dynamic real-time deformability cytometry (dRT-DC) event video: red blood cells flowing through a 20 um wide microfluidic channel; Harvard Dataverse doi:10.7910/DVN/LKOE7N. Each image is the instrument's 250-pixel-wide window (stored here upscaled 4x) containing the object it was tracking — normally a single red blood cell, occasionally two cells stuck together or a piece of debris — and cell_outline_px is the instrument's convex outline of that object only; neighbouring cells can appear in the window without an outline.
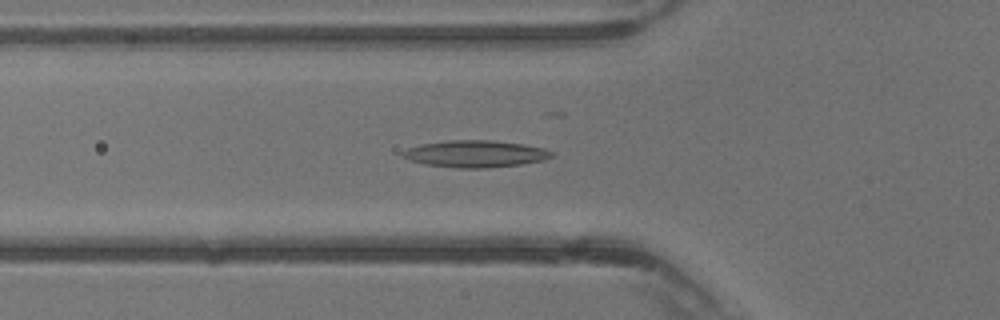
{"species": "common noctule bat (a hibernating species)", "species_latin": "Nyctalus noctula", "temperature_condition": "warm", "stored_images_in_passage": 33, "camera_frame_rate_fps": 3000, "um_per_image_px": 0.085, "animal": {"sex": "male", "body_mass_g": 13.3}, "frame": {"image": 1, "passage_image": 7, "time_ms": 2.0, "image_size_px": [1000, 320], "cell_outline_px": [[552, 156], [544, 160], [520, 164], [488, 168], [456, 168], [424, 164], [412, 160], [404, 156], [400, 152], [408, 148], [420, 144], [448, 140], [492, 140], [524, 144], [544, 148], [552, 152]], "centroid_in_image_um": [40.41, 13.07], "position_along_channel_um": 85.4, "area_um2": 23.29}}
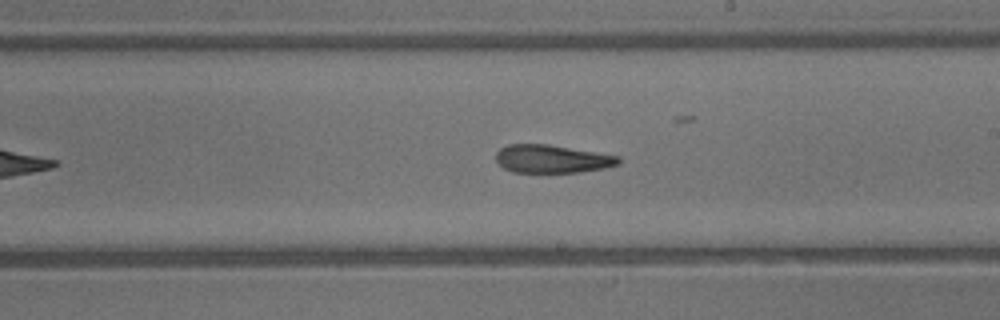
{"frame": {"image": 2, "passage_image": 16, "time_ms": 5.0, "image_size_px": [1000, 320], "cell_outline_px": [[620, 164], [604, 168], [580, 172], [512, 172], [504, 168], [496, 160], [496, 152], [500, 148], [508, 144], [548, 144], [620, 156]], "centroid_in_image_um": [46.92, 13.5], "position_along_channel_um": 242.1, "area_um2": 20.06}}
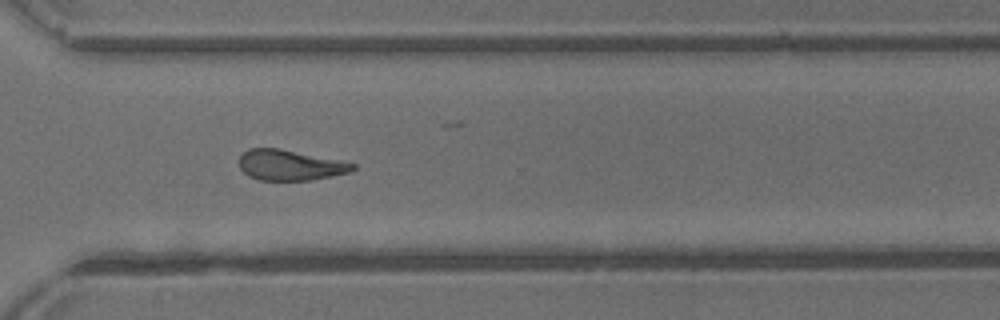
{"frame": {"image": 3, "passage_image": 22, "time_ms": 7.0, "image_size_px": [1000, 320], "cell_outline_px": [[356, 168], [348, 172], [332, 176], [312, 180], [260, 180], [248, 176], [240, 168], [240, 156], [248, 148], [280, 148], [356, 164]], "centroid_in_image_um": [24.62, 14.04], "position_along_channel_um": 346.0, "area_um2": 20.0}}